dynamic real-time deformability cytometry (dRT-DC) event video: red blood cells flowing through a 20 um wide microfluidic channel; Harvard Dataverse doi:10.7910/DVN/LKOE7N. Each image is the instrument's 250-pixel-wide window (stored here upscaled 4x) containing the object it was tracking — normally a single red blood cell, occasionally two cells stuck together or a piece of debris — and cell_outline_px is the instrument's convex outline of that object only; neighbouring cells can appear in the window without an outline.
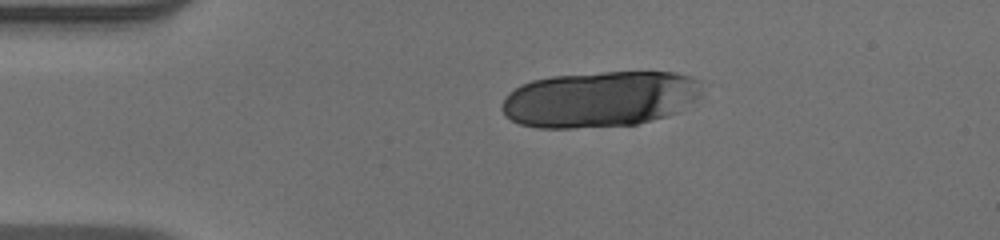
{"species": "human", "species_latin": "Homo sapiens", "temperature_condition": "warm", "stored_images_in_passage": 16, "camera_frame_rate_fps": 3000, "um_per_image_px": 0.085, "donor": {"sex": "male"}, "frame": {"image": 1, "passage_image": 1, "time_ms": 0.0, "image_size_px": [1000, 240], "cell_outline_px": [[704, 92], [700, 96], [676, 112], [668, 116], [636, 124], [572, 128], [536, 128], [520, 124], [512, 120], [500, 108], [500, 104], [508, 92], [520, 84], [532, 80], [552, 76], [604, 72], [676, 72], [700, 80]], "centroid_in_image_um": [50.97, 8.42], "position_along_channel_um": 34.0, "area_um2": 65.55}}